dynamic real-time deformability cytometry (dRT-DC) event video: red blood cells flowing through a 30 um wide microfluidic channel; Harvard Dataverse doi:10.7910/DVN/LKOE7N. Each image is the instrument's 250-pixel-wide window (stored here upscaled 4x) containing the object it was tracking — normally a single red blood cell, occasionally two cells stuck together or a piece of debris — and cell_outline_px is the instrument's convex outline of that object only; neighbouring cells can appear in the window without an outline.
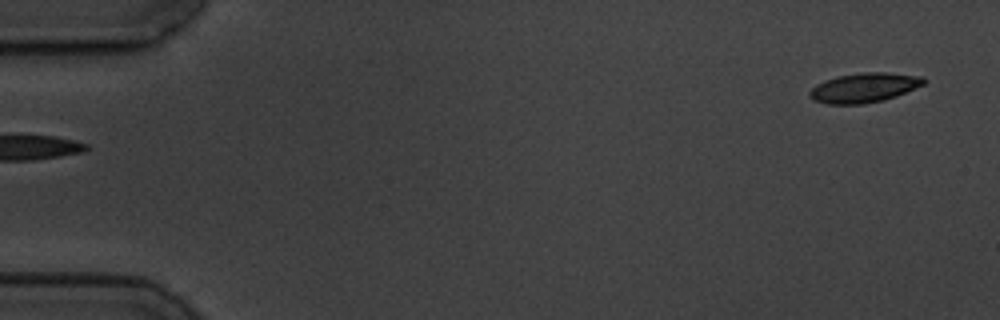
{"species": "common noctule bat (a hibernating species)", "species_latin": "Nyctalus noctula", "temperature_condition": "cold", "stored_images_in_passage": 6, "segment_of_instrument_passage": [2, 2], "camera_frame_rate_fps": 3000, "um_per_image_px": 0.085, "animal": {"sex": "male", "body_mass_g": 19.5, "forearm_length_mm": 54.6}, "frame": {"image": 1, "passage_image": 6, "time_ms": 5.667, "image_size_px": [1000, 320], "cell_outline_px": [[928, 80], [924, 84], [896, 96], [884, 100], [860, 104], [828, 104], [816, 100], [808, 96], [808, 92], [816, 84], [824, 80], [836, 76], [860, 72], [884, 72], [924, 76]], "centroid_in_image_um": [73.46, 7.44], "position_along_channel_um": 11.5, "area_um2": 19.77}}